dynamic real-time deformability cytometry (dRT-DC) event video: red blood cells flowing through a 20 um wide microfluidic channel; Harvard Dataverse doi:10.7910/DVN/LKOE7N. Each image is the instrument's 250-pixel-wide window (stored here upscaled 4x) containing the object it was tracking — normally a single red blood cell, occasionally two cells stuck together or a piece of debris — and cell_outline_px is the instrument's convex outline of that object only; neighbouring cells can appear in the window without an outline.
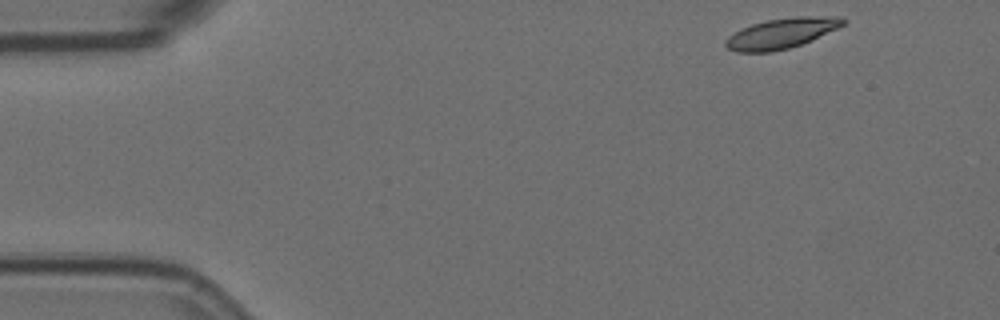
{"species": "Egyptian fruit bat (a non-hibernating species)", "species_latin": "Rousettus aegyptiacus", "temperature_condition": "room temperature", "stored_images_in_passage": 52, "camera_frame_rate_fps": 3000, "um_per_image_px": 0.085, "animal": {"sex": "female"}, "frame": {"image": 1, "passage_image": 1, "time_ms": 0.0, "image_size_px": [1000, 320], "cell_outline_px": [[848, 20], [844, 24], [812, 40], [788, 48], [772, 52], [736, 52], [728, 48], [724, 44], [724, 40], [728, 36], [740, 28], [752, 24], [768, 20], [796, 16], [844, 16]], "centroid_in_image_um": [66.42, 2.82], "position_along_channel_um": 18.6, "area_um2": 20.81}}
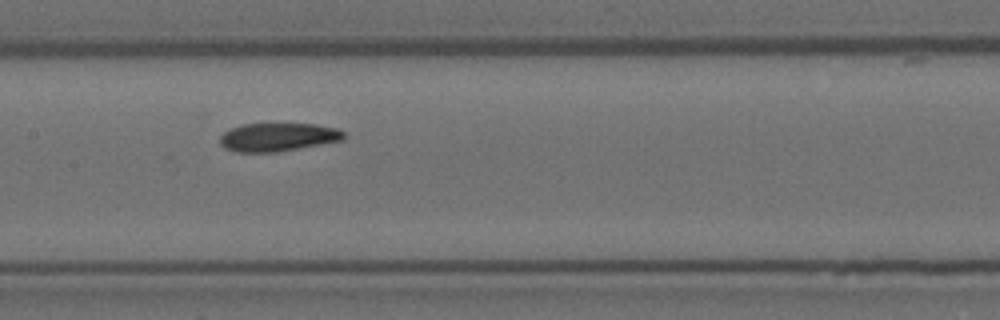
{"frame": {"image": 2, "passage_image": 23, "time_ms": 7.333, "image_size_px": [1000, 320], "cell_outline_px": [[348, 136], [344, 140], [276, 152], [236, 152], [224, 148], [220, 144], [220, 136], [224, 132], [240, 124], [316, 124], [336, 128], [344, 132]], "centroid_in_image_um": [23.63, 11.65], "position_along_channel_um": 183.8, "area_um2": 20.52}}
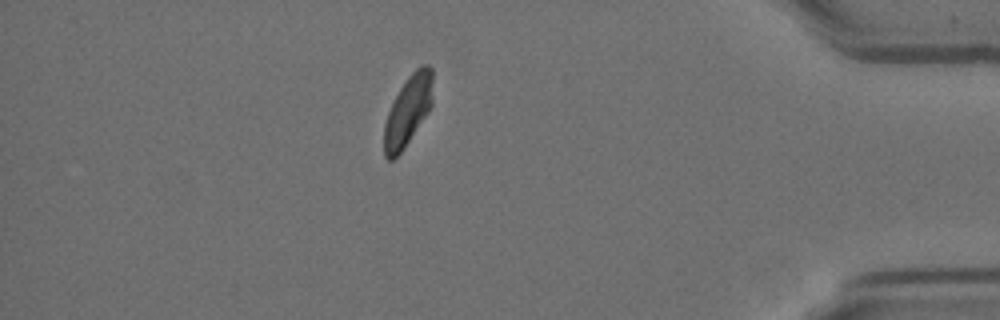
{"frame": {"image": 3, "passage_image": 45, "time_ms": 14.667, "image_size_px": [1000, 320], "cell_outline_px": [[432, 104], [428, 112], [404, 148], [392, 160], [388, 160], [384, 156], [384, 124], [388, 112], [400, 88], [408, 76], [420, 64], [428, 64], [432, 68]], "centroid_in_image_um": [34.68, 9.39], "position_along_channel_um": 400.5, "area_um2": 19.71}, "authors_computed_cell_mechanics": {"area_um2": 20.9525, "velocity_mm_per_s": 3.5379, "shape_relaxation_time_tau1_ms": 6.345, "shape_relaxation_time_tau2_ms": 4.0516, "deformation_change_tau1": 0.1795, "deformation_change_tau2": 0.0925}}